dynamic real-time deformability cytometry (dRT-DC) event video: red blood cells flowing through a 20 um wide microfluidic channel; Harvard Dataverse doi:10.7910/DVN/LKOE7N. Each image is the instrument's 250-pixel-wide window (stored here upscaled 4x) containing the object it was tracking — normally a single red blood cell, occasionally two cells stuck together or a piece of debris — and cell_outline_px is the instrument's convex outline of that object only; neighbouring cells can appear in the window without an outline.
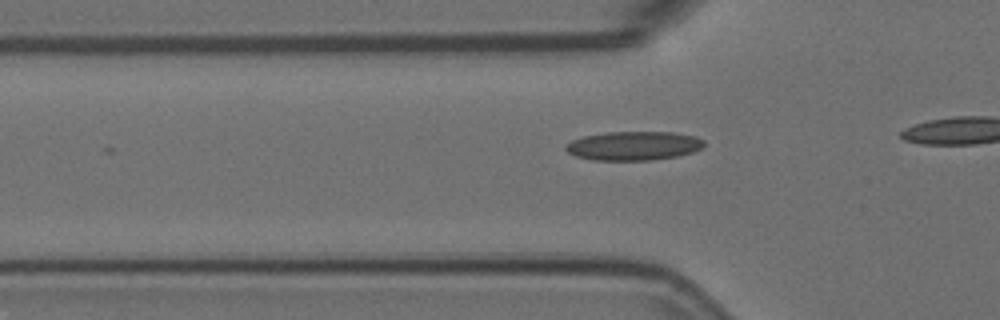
{"species": "Egyptian fruit bat (a non-hibernating species)", "species_latin": "Rousettus aegyptiacus", "temperature_condition": "room temperature", "stored_images_in_passage": 16, "camera_frame_rate_fps": 3000, "um_per_image_px": 0.085, "animal": {"sex": "female"}, "frame": {"image": 1, "passage_image": 10, "time_ms": 3.0, "image_size_px": [1000, 320], "cell_outline_px": [[704, 144], [700, 148], [692, 152], [676, 156], [652, 160], [592, 160], [576, 156], [568, 152], [564, 148], [564, 144], [572, 140], [584, 136], [608, 132], [672, 132], [696, 136], [704, 140]], "centroid_in_image_um": [53.83, 12.39], "position_along_channel_um": 72.0, "area_um2": 23.29}}
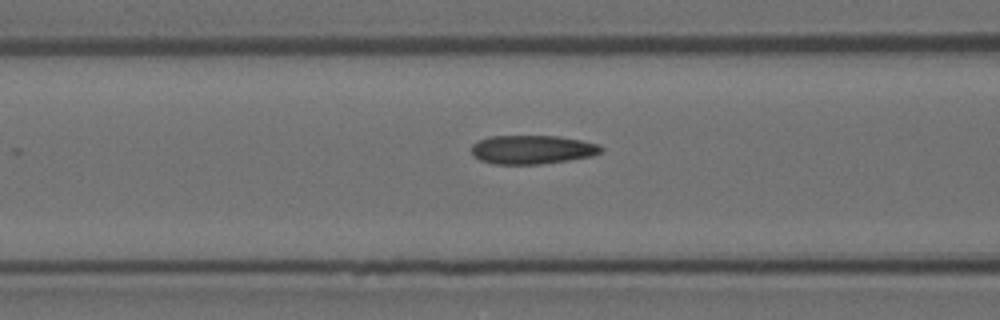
{"frame": {"image": 2, "passage_image": 14, "time_ms": 4.333, "image_size_px": [1000, 320], "cell_outline_px": [[604, 148], [600, 152], [592, 156], [568, 160], [540, 164], [496, 164], [480, 160], [472, 152], [472, 144], [480, 140], [492, 136], [560, 136], [600, 144]], "centroid_in_image_um": [45.28, 12.71], "position_along_channel_um": 121.3, "area_um2": 21.62}}